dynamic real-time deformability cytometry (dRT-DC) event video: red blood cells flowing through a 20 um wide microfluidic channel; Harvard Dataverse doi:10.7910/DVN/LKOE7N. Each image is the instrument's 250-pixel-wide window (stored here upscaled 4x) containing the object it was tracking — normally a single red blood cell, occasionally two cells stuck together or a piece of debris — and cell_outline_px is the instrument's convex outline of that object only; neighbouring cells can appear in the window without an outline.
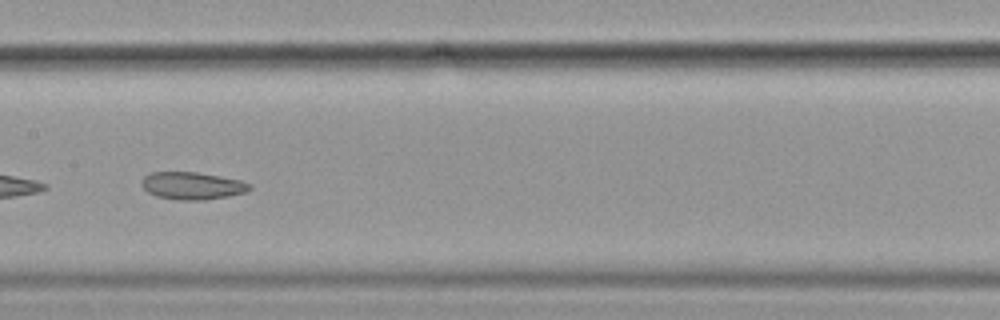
{"species": "common noctule bat (a hibernating species)", "species_latin": "Nyctalus noctula", "temperature_condition": "cold", "stored_images_in_passage": 36, "camera_frame_rate_fps": 3000, "um_per_image_px": 0.085, "animal": {"sex": "female", "body_mass_g": 19.9}, "frame": {"image": 1, "passage_image": 11, "time_ms": 3.333, "image_size_px": [1000, 320], "cell_outline_px": [[252, 188], [248, 192], [228, 196], [204, 200], [176, 200], [156, 196], [148, 192], [140, 184], [140, 180], [148, 172], [196, 172], [220, 176], [240, 180], [252, 184]], "centroid_in_image_um": [16.33, 15.79], "position_along_channel_um": 191.1, "area_um2": 17.51}}
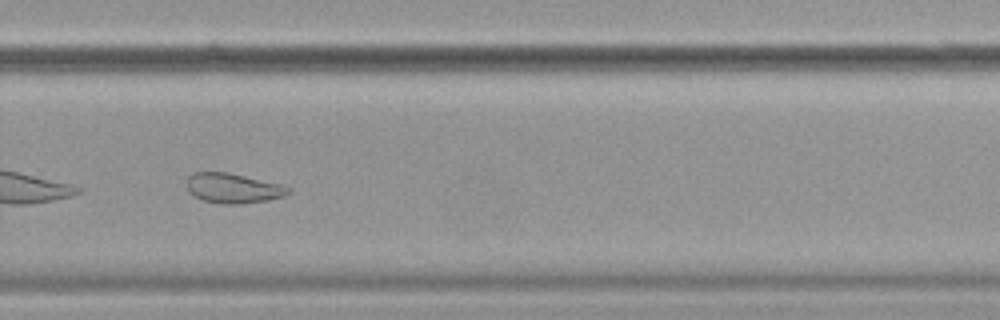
{"frame": {"image": 2, "passage_image": 21, "time_ms": 6.667, "image_size_px": [1000, 320], "cell_outline_px": [[292, 192], [284, 196], [268, 200], [244, 204], [220, 204], [204, 200], [188, 192], [188, 176], [192, 172], [228, 172], [280, 184], [292, 188]], "centroid_in_image_um": [19.85, 16.0], "position_along_channel_um": 310.0, "area_um2": 17.74}}
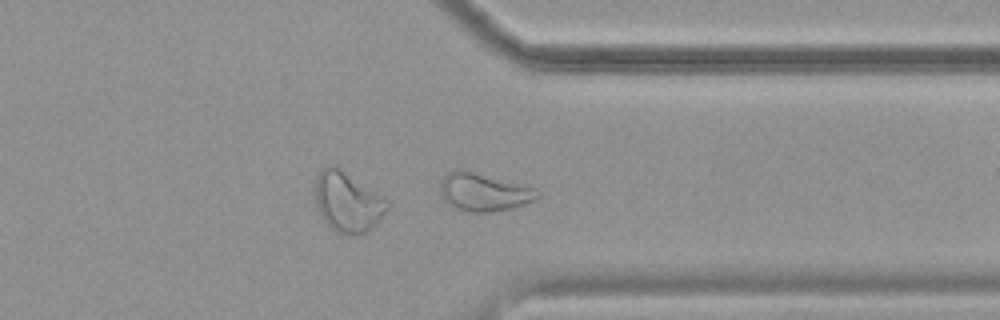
{"frame": {"image": 3, "passage_image": 26, "time_ms": 8.333, "image_size_px": [1000, 320], "cell_outline_px": [[540, 196], [536, 200], [512, 208], [492, 212], [472, 212], [456, 208], [448, 204], [440, 196], [440, 180], [448, 172], [456, 168], [464, 168], [524, 184], [536, 188], [540, 192]], "centroid_in_image_um": [41.12, 16.29], "position_along_channel_um": 370.3, "area_um2": 22.2}, "authors_computed_cell_mechanics": {"area_um2": 17.8602, "velocity_mm_per_s": 3.5745, "shape_relaxation_time_tau1_ms": null, "shape_relaxation_time_tau2_ms": 2.6841, "deformation_change_tau1": null, "deformation_change_tau2": 0.0894}}